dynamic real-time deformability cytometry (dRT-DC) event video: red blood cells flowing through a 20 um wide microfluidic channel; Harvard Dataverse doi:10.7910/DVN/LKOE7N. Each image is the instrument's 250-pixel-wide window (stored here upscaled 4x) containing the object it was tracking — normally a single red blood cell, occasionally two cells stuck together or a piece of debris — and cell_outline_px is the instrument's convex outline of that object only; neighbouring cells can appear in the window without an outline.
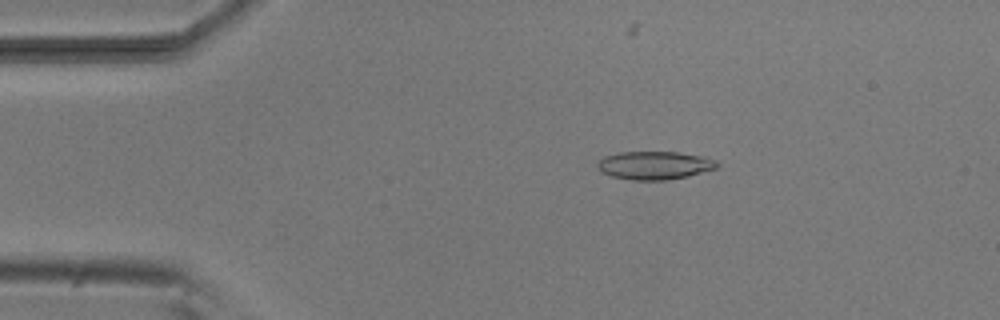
{"species": "common noctule bat (a hibernating species)", "species_latin": "Nyctalus noctula", "temperature_condition": "room temperature", "stored_images_in_passage": 53, "camera_frame_rate_fps": 3000, "um_per_image_px": 0.085, "animal": {"sex": "male", "body_mass_g": 20.5, "forearm_length_mm": 52.5}, "frame": {"image": 1, "passage_image": 9, "time_ms": 2.667, "image_size_px": [1000, 320], "cell_outline_px": [[720, 168], [688, 176], [664, 180], [632, 180], [612, 176], [600, 172], [596, 164], [604, 156], [620, 152], [676, 152], [704, 156], [716, 160], [720, 164]], "centroid_in_image_um": [55.68, 14.05], "position_along_channel_um": 29.3, "area_um2": 19.83}}
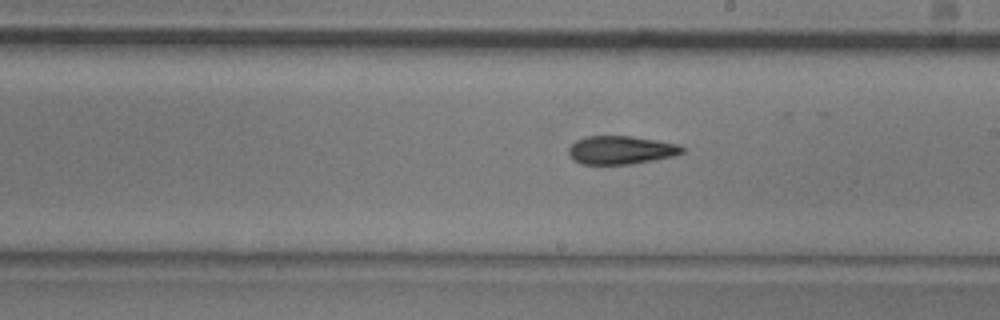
{"frame": {"image": 2, "passage_image": 29, "time_ms": 9.333, "image_size_px": [1000, 320], "cell_outline_px": [[684, 152], [672, 156], [632, 164], [580, 164], [568, 152], [568, 148], [576, 140], [584, 136], [632, 136], [680, 144], [684, 148]], "centroid_in_image_um": [52.79, 12.74], "position_along_channel_um": 236.2, "area_um2": 18.67}}
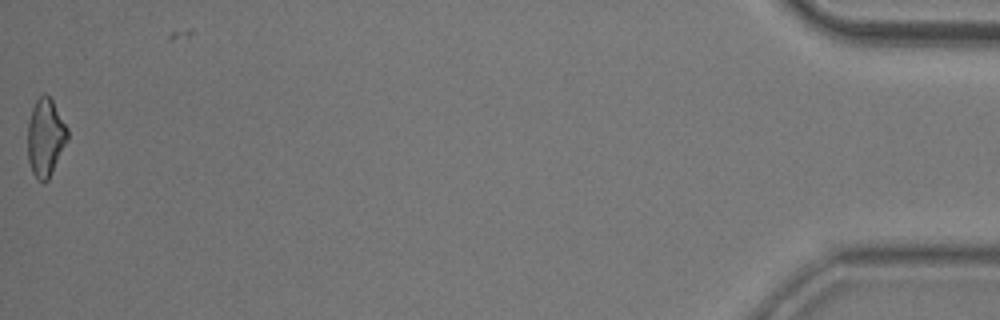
{"frame": {"image": 3, "passage_image": 52, "time_ms": 17.0, "image_size_px": [1000, 320], "cell_outline_px": [[68, 140], [48, 180], [44, 184], [36, 180], [32, 172], [28, 160], [28, 124], [32, 108], [36, 100], [44, 92], [52, 100], [68, 128]], "centroid_in_image_um": [3.87, 11.72], "position_along_channel_um": 431.3, "area_um2": 18.15}, "authors_computed_cell_mechanics": {"area_um2": 18.9584, "velocity_mm_per_s": 3.8492, "shape_relaxation_time_tau1_ms": 4.0278, "shape_relaxation_time_tau2_ms": null, "deformation_change_tau1": 0.1344, "deformation_change_tau2": null}}